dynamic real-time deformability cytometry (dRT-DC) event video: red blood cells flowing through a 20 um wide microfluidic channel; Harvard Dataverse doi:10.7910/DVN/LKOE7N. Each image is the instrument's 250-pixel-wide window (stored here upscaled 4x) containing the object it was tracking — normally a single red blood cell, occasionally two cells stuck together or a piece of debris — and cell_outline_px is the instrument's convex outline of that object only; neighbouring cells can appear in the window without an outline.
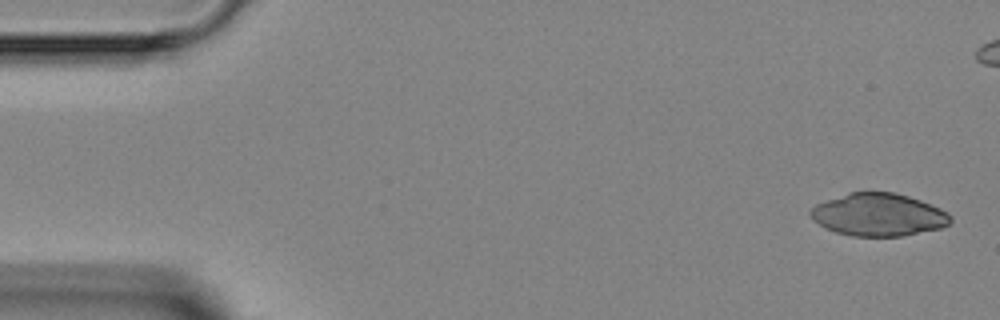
{"species": "Egyptian fruit bat (a non-hibernating species)", "species_latin": "Rousettus aegyptiacus", "temperature_condition": "room temperature", "stored_images_in_passage": 5, "camera_frame_rate_fps": 3000, "um_per_image_px": 0.085, "animal": {"sex": "female"}, "frame": {"image": 1, "passage_image": 1, "time_ms": 0.0, "image_size_px": [1000, 320], "cell_outline_px": [[952, 220], [948, 224], [940, 228], [900, 236], [852, 236], [836, 232], [824, 228], [812, 220], [808, 212], [816, 204], [848, 192], [892, 192], [908, 196], [920, 200], [940, 208], [948, 212], [952, 216]], "centroid_in_image_um": [74.64, 18.25], "position_along_channel_um": 10.4, "area_um2": 34.8}}